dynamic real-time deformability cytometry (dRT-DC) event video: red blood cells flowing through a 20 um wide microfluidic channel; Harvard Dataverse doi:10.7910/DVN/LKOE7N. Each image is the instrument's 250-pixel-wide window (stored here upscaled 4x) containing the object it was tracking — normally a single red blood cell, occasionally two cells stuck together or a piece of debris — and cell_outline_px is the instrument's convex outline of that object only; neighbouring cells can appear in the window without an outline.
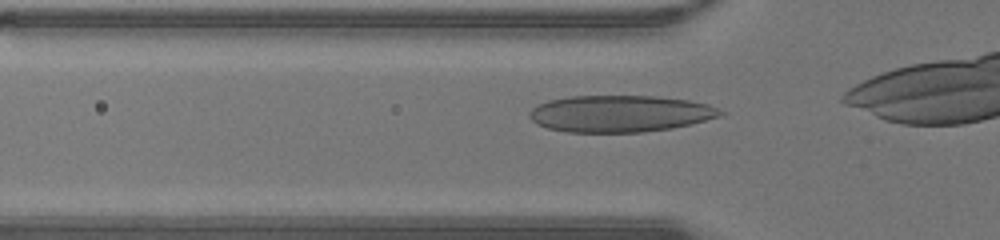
{"species": "human", "species_latin": "Homo sapiens", "temperature_condition": "warm", "stored_images_in_passage": 29, "camera_frame_rate_fps": 3000, "um_per_image_px": 0.085, "donor": {"sex": "male"}, "frame": {"image": 1, "passage_image": 7, "time_ms": 2.0, "image_size_px": [1000, 240], "cell_outline_px": [[728, 112], [720, 116], [692, 124], [672, 128], [644, 132], [568, 132], [548, 128], [536, 124], [528, 116], [528, 112], [536, 104], [548, 100], [568, 96], [656, 96], [688, 100], [708, 104]], "centroid_in_image_um": [52.7, 9.66], "position_along_channel_um": 73.1, "area_um2": 41.21}}
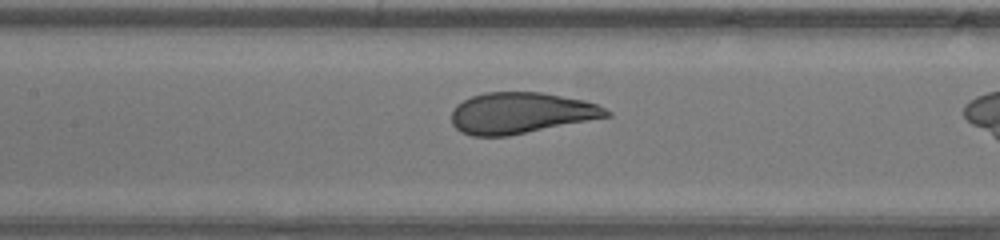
{"frame": {"image": 2, "passage_image": 13, "time_ms": 4.0, "image_size_px": [1000, 240], "cell_outline_px": [[612, 116], [508, 136], [472, 136], [460, 132], [452, 124], [452, 112], [456, 104], [472, 96], [484, 92], [544, 92], [584, 100], [596, 104], [612, 112]], "centroid_in_image_um": [44.28, 9.6], "position_along_channel_um": 163.1, "area_um2": 37.28}}
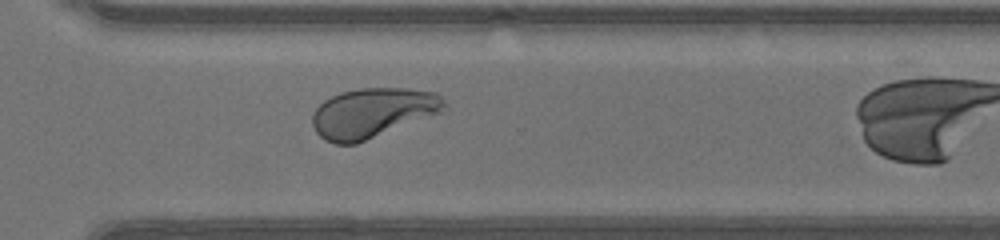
{"frame": {"image": 3, "passage_image": 25, "time_ms": 8.0, "image_size_px": [1000, 240], "cell_outline_px": [[448, 108], [356, 144], [336, 144], [324, 140], [316, 132], [312, 124], [312, 116], [316, 108], [324, 100], [340, 92], [360, 88], [408, 88], [440, 92]], "centroid_in_image_um": [31.65, 9.57], "position_along_channel_um": 338.9, "area_um2": 37.97}}